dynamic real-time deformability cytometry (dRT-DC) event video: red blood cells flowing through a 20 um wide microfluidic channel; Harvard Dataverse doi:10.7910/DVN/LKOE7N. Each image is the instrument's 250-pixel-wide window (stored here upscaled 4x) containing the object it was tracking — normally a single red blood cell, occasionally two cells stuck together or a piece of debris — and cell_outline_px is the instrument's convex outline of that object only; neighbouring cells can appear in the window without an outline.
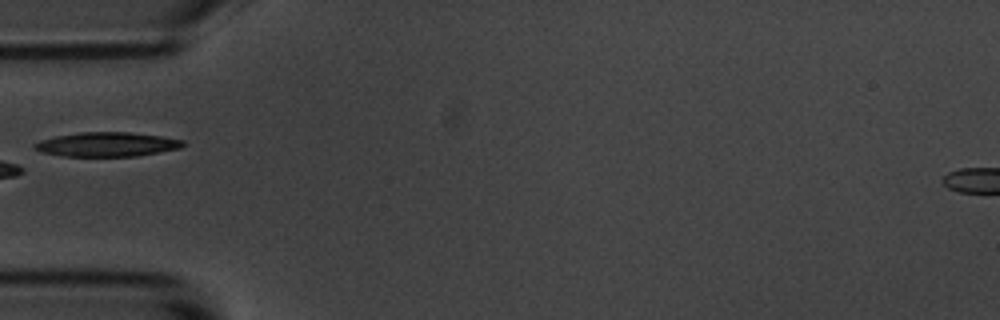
{"species": "common noctule bat (a hibernating species)", "species_latin": "Nyctalus noctula", "temperature_condition": "room temperature", "stored_images_in_passage": 8, "camera_frame_rate_fps": 3000, "um_per_image_px": 0.085, "animal": {"sex": "male", "body_mass_g": 20.1, "forearm_length_mm": 53.5}, "frame": {"image": 1, "passage_image": 5, "time_ms": 4.667, "image_size_px": [1000, 320], "cell_outline_px": [[184, 144], [180, 148], [136, 156], [64, 156], [40, 152], [32, 148], [32, 144], [40, 140], [56, 136], [80, 132], [128, 132], [160, 136], [184, 140]], "centroid_in_image_um": [9.03, 12.27], "position_along_channel_um": 76.0, "area_um2": 20.98}}
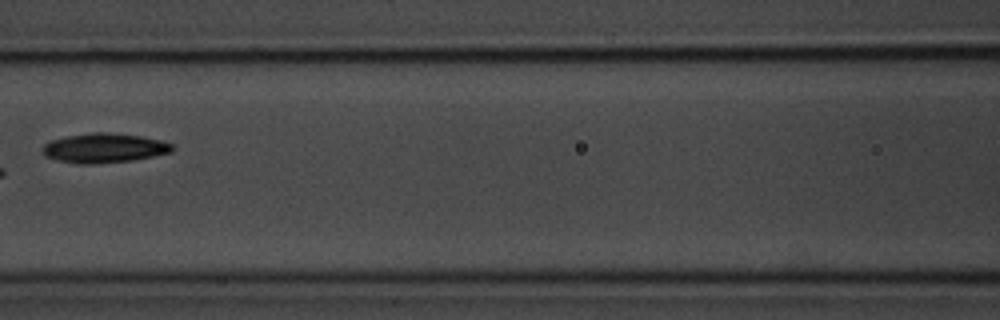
{"frame": {"image": 2, "passage_image": 7, "time_ms": 7.0, "image_size_px": [1000, 320], "cell_outline_px": [[176, 148], [172, 152], [132, 160], [92, 164], [80, 164], [60, 160], [44, 156], [40, 148], [44, 144], [52, 140], [68, 136], [88, 132], [108, 132], [140, 136], [160, 140], [172, 144]], "centroid_in_image_um": [8.85, 12.57], "position_along_channel_um": 157.8, "area_um2": 22.25}}
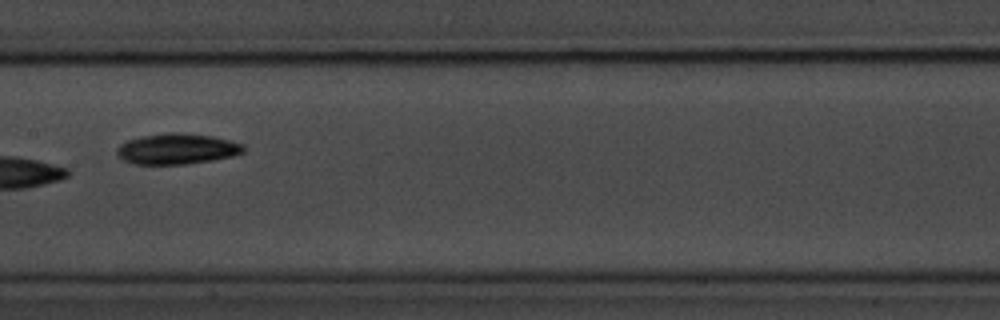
{"frame": {"image": 3, "passage_image": 8, "time_ms": 8.0, "image_size_px": [1000, 320], "cell_outline_px": [[244, 152], [232, 156], [212, 160], [184, 164], [132, 164], [124, 160], [116, 152], [116, 148], [120, 144], [128, 140], [144, 136], [168, 132], [180, 132], [212, 136], [244, 144]], "centroid_in_image_um": [15.04, 12.65], "position_along_channel_um": 192.4, "area_um2": 22.54}}